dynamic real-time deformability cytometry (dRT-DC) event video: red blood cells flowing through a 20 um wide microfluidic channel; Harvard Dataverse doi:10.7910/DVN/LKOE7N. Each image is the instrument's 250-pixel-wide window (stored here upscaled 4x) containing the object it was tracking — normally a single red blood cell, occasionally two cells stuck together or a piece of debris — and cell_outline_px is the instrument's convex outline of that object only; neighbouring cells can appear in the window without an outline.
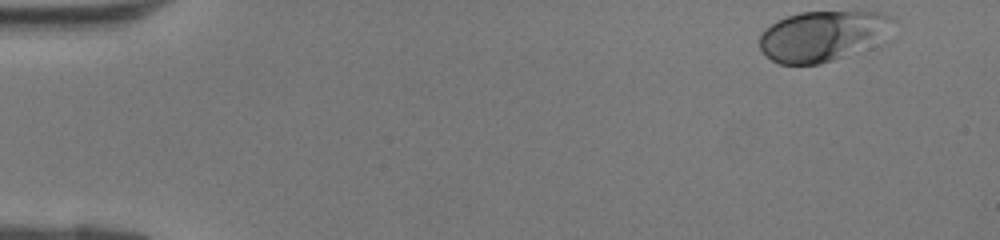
{"species": "human", "species_latin": "Homo sapiens", "temperature_condition": "room temperature", "stored_images_in_passage": 4, "camera_frame_rate_fps": 3000, "um_per_image_px": 0.085, "donor": {"sex": "female"}, "frame": {"image": 1, "passage_image": 1, "time_ms": 0.0, "image_size_px": [1000, 240], "cell_outline_px": [[896, 20], [872, 40], [832, 60], [820, 64], [780, 64], [772, 60], [760, 48], [760, 36], [764, 28], [788, 16], [800, 12], [880, 12], [892, 16]], "centroid_in_image_um": [69.75, 3.02], "position_along_channel_um": 15.3, "area_um2": 37.17}}